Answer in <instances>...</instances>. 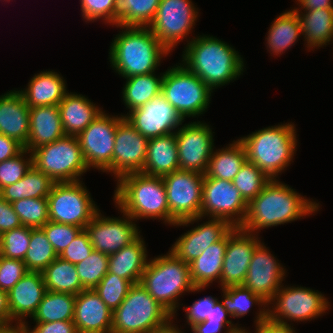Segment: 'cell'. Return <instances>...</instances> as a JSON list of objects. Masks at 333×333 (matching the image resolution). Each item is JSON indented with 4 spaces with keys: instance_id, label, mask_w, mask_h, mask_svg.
Returning <instances> with one entry per match:
<instances>
[{
    "instance_id": "cell-31",
    "label": "cell",
    "mask_w": 333,
    "mask_h": 333,
    "mask_svg": "<svg viewBox=\"0 0 333 333\" xmlns=\"http://www.w3.org/2000/svg\"><path fill=\"white\" fill-rule=\"evenodd\" d=\"M227 244L228 233L189 263L190 277L195 287H209L213 281L220 284Z\"/></svg>"
},
{
    "instance_id": "cell-56",
    "label": "cell",
    "mask_w": 333,
    "mask_h": 333,
    "mask_svg": "<svg viewBox=\"0 0 333 333\" xmlns=\"http://www.w3.org/2000/svg\"><path fill=\"white\" fill-rule=\"evenodd\" d=\"M24 150L17 140L0 133V162L11 159Z\"/></svg>"
},
{
    "instance_id": "cell-51",
    "label": "cell",
    "mask_w": 333,
    "mask_h": 333,
    "mask_svg": "<svg viewBox=\"0 0 333 333\" xmlns=\"http://www.w3.org/2000/svg\"><path fill=\"white\" fill-rule=\"evenodd\" d=\"M93 251L88 233L83 229L77 237L65 248L59 257L74 265L85 260Z\"/></svg>"
},
{
    "instance_id": "cell-3",
    "label": "cell",
    "mask_w": 333,
    "mask_h": 333,
    "mask_svg": "<svg viewBox=\"0 0 333 333\" xmlns=\"http://www.w3.org/2000/svg\"><path fill=\"white\" fill-rule=\"evenodd\" d=\"M116 27L122 31L112 40L108 56L112 70L123 79L156 72L170 54L148 26Z\"/></svg>"
},
{
    "instance_id": "cell-24",
    "label": "cell",
    "mask_w": 333,
    "mask_h": 333,
    "mask_svg": "<svg viewBox=\"0 0 333 333\" xmlns=\"http://www.w3.org/2000/svg\"><path fill=\"white\" fill-rule=\"evenodd\" d=\"M113 312L92 290L76 295L73 322L78 333H111Z\"/></svg>"
},
{
    "instance_id": "cell-49",
    "label": "cell",
    "mask_w": 333,
    "mask_h": 333,
    "mask_svg": "<svg viewBox=\"0 0 333 333\" xmlns=\"http://www.w3.org/2000/svg\"><path fill=\"white\" fill-rule=\"evenodd\" d=\"M81 14L85 22L101 20L114 26L115 0H80Z\"/></svg>"
},
{
    "instance_id": "cell-13",
    "label": "cell",
    "mask_w": 333,
    "mask_h": 333,
    "mask_svg": "<svg viewBox=\"0 0 333 333\" xmlns=\"http://www.w3.org/2000/svg\"><path fill=\"white\" fill-rule=\"evenodd\" d=\"M192 0H161L154 20L149 24L151 32L171 53L187 39L198 20L199 13Z\"/></svg>"
},
{
    "instance_id": "cell-2",
    "label": "cell",
    "mask_w": 333,
    "mask_h": 333,
    "mask_svg": "<svg viewBox=\"0 0 333 333\" xmlns=\"http://www.w3.org/2000/svg\"><path fill=\"white\" fill-rule=\"evenodd\" d=\"M182 64L214 91L243 75V57L232 45L210 35L191 38L184 46Z\"/></svg>"
},
{
    "instance_id": "cell-1",
    "label": "cell",
    "mask_w": 333,
    "mask_h": 333,
    "mask_svg": "<svg viewBox=\"0 0 333 333\" xmlns=\"http://www.w3.org/2000/svg\"><path fill=\"white\" fill-rule=\"evenodd\" d=\"M319 208V202L306 198L278 179H271L248 203L246 218L240 229L258 235L265 228L303 219L319 211Z\"/></svg>"
},
{
    "instance_id": "cell-47",
    "label": "cell",
    "mask_w": 333,
    "mask_h": 333,
    "mask_svg": "<svg viewBox=\"0 0 333 333\" xmlns=\"http://www.w3.org/2000/svg\"><path fill=\"white\" fill-rule=\"evenodd\" d=\"M32 166V152L27 149L11 159L0 162V190L19 181Z\"/></svg>"
},
{
    "instance_id": "cell-62",
    "label": "cell",
    "mask_w": 333,
    "mask_h": 333,
    "mask_svg": "<svg viewBox=\"0 0 333 333\" xmlns=\"http://www.w3.org/2000/svg\"><path fill=\"white\" fill-rule=\"evenodd\" d=\"M173 322L174 320H170L165 326L155 329L149 333H184L182 329L179 328L178 325L174 324Z\"/></svg>"
},
{
    "instance_id": "cell-16",
    "label": "cell",
    "mask_w": 333,
    "mask_h": 333,
    "mask_svg": "<svg viewBox=\"0 0 333 333\" xmlns=\"http://www.w3.org/2000/svg\"><path fill=\"white\" fill-rule=\"evenodd\" d=\"M211 126L204 121L182 124L175 132L179 169L205 174L213 154L214 139Z\"/></svg>"
},
{
    "instance_id": "cell-29",
    "label": "cell",
    "mask_w": 333,
    "mask_h": 333,
    "mask_svg": "<svg viewBox=\"0 0 333 333\" xmlns=\"http://www.w3.org/2000/svg\"><path fill=\"white\" fill-rule=\"evenodd\" d=\"M175 132L150 138L142 174L163 177L179 169Z\"/></svg>"
},
{
    "instance_id": "cell-43",
    "label": "cell",
    "mask_w": 333,
    "mask_h": 333,
    "mask_svg": "<svg viewBox=\"0 0 333 333\" xmlns=\"http://www.w3.org/2000/svg\"><path fill=\"white\" fill-rule=\"evenodd\" d=\"M75 266L83 288L92 290L108 273L109 255L93 250L89 257Z\"/></svg>"
},
{
    "instance_id": "cell-58",
    "label": "cell",
    "mask_w": 333,
    "mask_h": 333,
    "mask_svg": "<svg viewBox=\"0 0 333 333\" xmlns=\"http://www.w3.org/2000/svg\"><path fill=\"white\" fill-rule=\"evenodd\" d=\"M299 7L295 11H308L316 9H333V0H295ZM302 9V10H300Z\"/></svg>"
},
{
    "instance_id": "cell-11",
    "label": "cell",
    "mask_w": 333,
    "mask_h": 333,
    "mask_svg": "<svg viewBox=\"0 0 333 333\" xmlns=\"http://www.w3.org/2000/svg\"><path fill=\"white\" fill-rule=\"evenodd\" d=\"M162 179L166 188L169 213L177 221L173 226L184 227L201 222L204 174L178 169Z\"/></svg>"
},
{
    "instance_id": "cell-63",
    "label": "cell",
    "mask_w": 333,
    "mask_h": 333,
    "mask_svg": "<svg viewBox=\"0 0 333 333\" xmlns=\"http://www.w3.org/2000/svg\"><path fill=\"white\" fill-rule=\"evenodd\" d=\"M236 333H250L247 329H241L239 332Z\"/></svg>"
},
{
    "instance_id": "cell-60",
    "label": "cell",
    "mask_w": 333,
    "mask_h": 333,
    "mask_svg": "<svg viewBox=\"0 0 333 333\" xmlns=\"http://www.w3.org/2000/svg\"><path fill=\"white\" fill-rule=\"evenodd\" d=\"M11 325L8 292L0 290V326Z\"/></svg>"
},
{
    "instance_id": "cell-27",
    "label": "cell",
    "mask_w": 333,
    "mask_h": 333,
    "mask_svg": "<svg viewBox=\"0 0 333 333\" xmlns=\"http://www.w3.org/2000/svg\"><path fill=\"white\" fill-rule=\"evenodd\" d=\"M58 109L64 134L73 136L84 131L103 112L88 97L76 92H68Z\"/></svg>"
},
{
    "instance_id": "cell-61",
    "label": "cell",
    "mask_w": 333,
    "mask_h": 333,
    "mask_svg": "<svg viewBox=\"0 0 333 333\" xmlns=\"http://www.w3.org/2000/svg\"><path fill=\"white\" fill-rule=\"evenodd\" d=\"M0 333H30L26 324L0 326Z\"/></svg>"
},
{
    "instance_id": "cell-23",
    "label": "cell",
    "mask_w": 333,
    "mask_h": 333,
    "mask_svg": "<svg viewBox=\"0 0 333 333\" xmlns=\"http://www.w3.org/2000/svg\"><path fill=\"white\" fill-rule=\"evenodd\" d=\"M42 272L29 271L8 292L11 325L25 324L31 318L46 292Z\"/></svg>"
},
{
    "instance_id": "cell-55",
    "label": "cell",
    "mask_w": 333,
    "mask_h": 333,
    "mask_svg": "<svg viewBox=\"0 0 333 333\" xmlns=\"http://www.w3.org/2000/svg\"><path fill=\"white\" fill-rule=\"evenodd\" d=\"M240 324L234 323H214V322H199L191 327L192 333H220L225 330V333H236L245 327H240Z\"/></svg>"
},
{
    "instance_id": "cell-57",
    "label": "cell",
    "mask_w": 333,
    "mask_h": 333,
    "mask_svg": "<svg viewBox=\"0 0 333 333\" xmlns=\"http://www.w3.org/2000/svg\"><path fill=\"white\" fill-rule=\"evenodd\" d=\"M284 325L270 321L269 319L255 326V333H296L293 325Z\"/></svg>"
},
{
    "instance_id": "cell-8",
    "label": "cell",
    "mask_w": 333,
    "mask_h": 333,
    "mask_svg": "<svg viewBox=\"0 0 333 333\" xmlns=\"http://www.w3.org/2000/svg\"><path fill=\"white\" fill-rule=\"evenodd\" d=\"M177 64L164 72L161 94L184 120L198 119L209 108L213 91L181 62Z\"/></svg>"
},
{
    "instance_id": "cell-42",
    "label": "cell",
    "mask_w": 333,
    "mask_h": 333,
    "mask_svg": "<svg viewBox=\"0 0 333 333\" xmlns=\"http://www.w3.org/2000/svg\"><path fill=\"white\" fill-rule=\"evenodd\" d=\"M271 179L254 163L246 161L232 180L243 199L249 203L260 194Z\"/></svg>"
},
{
    "instance_id": "cell-45",
    "label": "cell",
    "mask_w": 333,
    "mask_h": 333,
    "mask_svg": "<svg viewBox=\"0 0 333 333\" xmlns=\"http://www.w3.org/2000/svg\"><path fill=\"white\" fill-rule=\"evenodd\" d=\"M132 286L130 281L108 272L93 290L113 312L123 302Z\"/></svg>"
},
{
    "instance_id": "cell-44",
    "label": "cell",
    "mask_w": 333,
    "mask_h": 333,
    "mask_svg": "<svg viewBox=\"0 0 333 333\" xmlns=\"http://www.w3.org/2000/svg\"><path fill=\"white\" fill-rule=\"evenodd\" d=\"M11 204L24 226L41 228L49 221L47 198H27Z\"/></svg>"
},
{
    "instance_id": "cell-17",
    "label": "cell",
    "mask_w": 333,
    "mask_h": 333,
    "mask_svg": "<svg viewBox=\"0 0 333 333\" xmlns=\"http://www.w3.org/2000/svg\"><path fill=\"white\" fill-rule=\"evenodd\" d=\"M121 212V217H105L100 212L85 226L93 250L106 255L118 252L140 236L139 226L128 214Z\"/></svg>"
},
{
    "instance_id": "cell-38",
    "label": "cell",
    "mask_w": 333,
    "mask_h": 333,
    "mask_svg": "<svg viewBox=\"0 0 333 333\" xmlns=\"http://www.w3.org/2000/svg\"><path fill=\"white\" fill-rule=\"evenodd\" d=\"M47 291L77 295L85 290L79 280L76 266L59 256L43 271Z\"/></svg>"
},
{
    "instance_id": "cell-33",
    "label": "cell",
    "mask_w": 333,
    "mask_h": 333,
    "mask_svg": "<svg viewBox=\"0 0 333 333\" xmlns=\"http://www.w3.org/2000/svg\"><path fill=\"white\" fill-rule=\"evenodd\" d=\"M268 30L267 49L269 53L280 56L294 46L302 36L301 21L294 9L284 11L272 21Z\"/></svg>"
},
{
    "instance_id": "cell-50",
    "label": "cell",
    "mask_w": 333,
    "mask_h": 333,
    "mask_svg": "<svg viewBox=\"0 0 333 333\" xmlns=\"http://www.w3.org/2000/svg\"><path fill=\"white\" fill-rule=\"evenodd\" d=\"M27 272L23 260L0 256V290L9 292Z\"/></svg>"
},
{
    "instance_id": "cell-15",
    "label": "cell",
    "mask_w": 333,
    "mask_h": 333,
    "mask_svg": "<svg viewBox=\"0 0 333 333\" xmlns=\"http://www.w3.org/2000/svg\"><path fill=\"white\" fill-rule=\"evenodd\" d=\"M104 110L84 131L76 137L88 168L112 174V155L115 134L124 115H110Z\"/></svg>"
},
{
    "instance_id": "cell-46",
    "label": "cell",
    "mask_w": 333,
    "mask_h": 333,
    "mask_svg": "<svg viewBox=\"0 0 333 333\" xmlns=\"http://www.w3.org/2000/svg\"><path fill=\"white\" fill-rule=\"evenodd\" d=\"M31 227L20 226L0 235V256L24 260L29 248Z\"/></svg>"
},
{
    "instance_id": "cell-54",
    "label": "cell",
    "mask_w": 333,
    "mask_h": 333,
    "mask_svg": "<svg viewBox=\"0 0 333 333\" xmlns=\"http://www.w3.org/2000/svg\"><path fill=\"white\" fill-rule=\"evenodd\" d=\"M30 333H78L73 321H55L36 323L33 328H29L28 322L25 323Z\"/></svg>"
},
{
    "instance_id": "cell-28",
    "label": "cell",
    "mask_w": 333,
    "mask_h": 333,
    "mask_svg": "<svg viewBox=\"0 0 333 333\" xmlns=\"http://www.w3.org/2000/svg\"><path fill=\"white\" fill-rule=\"evenodd\" d=\"M29 113L30 131L24 149L32 152L34 149L50 144L65 135L58 106L31 107Z\"/></svg>"
},
{
    "instance_id": "cell-22",
    "label": "cell",
    "mask_w": 333,
    "mask_h": 333,
    "mask_svg": "<svg viewBox=\"0 0 333 333\" xmlns=\"http://www.w3.org/2000/svg\"><path fill=\"white\" fill-rule=\"evenodd\" d=\"M182 234L169 249L178 259L190 263L210 245L220 241L233 227L223 219L207 218ZM200 224V225H199Z\"/></svg>"
},
{
    "instance_id": "cell-10",
    "label": "cell",
    "mask_w": 333,
    "mask_h": 333,
    "mask_svg": "<svg viewBox=\"0 0 333 333\" xmlns=\"http://www.w3.org/2000/svg\"><path fill=\"white\" fill-rule=\"evenodd\" d=\"M330 306L328 298L318 290L282 285L268 302V319L284 325H289L288 321H311L323 316Z\"/></svg>"
},
{
    "instance_id": "cell-37",
    "label": "cell",
    "mask_w": 333,
    "mask_h": 333,
    "mask_svg": "<svg viewBox=\"0 0 333 333\" xmlns=\"http://www.w3.org/2000/svg\"><path fill=\"white\" fill-rule=\"evenodd\" d=\"M164 73L156 75L155 72L132 76L126 79L122 89L123 103L129 111L138 108L161 93V84Z\"/></svg>"
},
{
    "instance_id": "cell-6",
    "label": "cell",
    "mask_w": 333,
    "mask_h": 333,
    "mask_svg": "<svg viewBox=\"0 0 333 333\" xmlns=\"http://www.w3.org/2000/svg\"><path fill=\"white\" fill-rule=\"evenodd\" d=\"M139 284L173 316V319L177 316L179 306L183 307V304H179L182 295L186 292L203 291L206 288L194 286L189 264L178 259L171 251L148 260Z\"/></svg>"
},
{
    "instance_id": "cell-32",
    "label": "cell",
    "mask_w": 333,
    "mask_h": 333,
    "mask_svg": "<svg viewBox=\"0 0 333 333\" xmlns=\"http://www.w3.org/2000/svg\"><path fill=\"white\" fill-rule=\"evenodd\" d=\"M296 13L301 21L305 46L309 51L333 43V9L296 11Z\"/></svg>"
},
{
    "instance_id": "cell-36",
    "label": "cell",
    "mask_w": 333,
    "mask_h": 333,
    "mask_svg": "<svg viewBox=\"0 0 333 333\" xmlns=\"http://www.w3.org/2000/svg\"><path fill=\"white\" fill-rule=\"evenodd\" d=\"M55 182L32 166L23 178L0 190V196L7 202L27 198H47Z\"/></svg>"
},
{
    "instance_id": "cell-26",
    "label": "cell",
    "mask_w": 333,
    "mask_h": 333,
    "mask_svg": "<svg viewBox=\"0 0 333 333\" xmlns=\"http://www.w3.org/2000/svg\"><path fill=\"white\" fill-rule=\"evenodd\" d=\"M19 91L29 108L49 105L58 106L68 93L64 77L53 70H44L34 74L26 88Z\"/></svg>"
},
{
    "instance_id": "cell-39",
    "label": "cell",
    "mask_w": 333,
    "mask_h": 333,
    "mask_svg": "<svg viewBox=\"0 0 333 333\" xmlns=\"http://www.w3.org/2000/svg\"><path fill=\"white\" fill-rule=\"evenodd\" d=\"M75 301L76 295L46 291L30 319L34 323L73 321Z\"/></svg>"
},
{
    "instance_id": "cell-14",
    "label": "cell",
    "mask_w": 333,
    "mask_h": 333,
    "mask_svg": "<svg viewBox=\"0 0 333 333\" xmlns=\"http://www.w3.org/2000/svg\"><path fill=\"white\" fill-rule=\"evenodd\" d=\"M248 203L232 181L211 178L204 174L200 217L227 221L240 228L246 218Z\"/></svg>"
},
{
    "instance_id": "cell-5",
    "label": "cell",
    "mask_w": 333,
    "mask_h": 333,
    "mask_svg": "<svg viewBox=\"0 0 333 333\" xmlns=\"http://www.w3.org/2000/svg\"><path fill=\"white\" fill-rule=\"evenodd\" d=\"M297 131L294 123H281L259 129L240 137L247 161L254 163L270 179L279 175L293 162L297 149Z\"/></svg>"
},
{
    "instance_id": "cell-40",
    "label": "cell",
    "mask_w": 333,
    "mask_h": 333,
    "mask_svg": "<svg viewBox=\"0 0 333 333\" xmlns=\"http://www.w3.org/2000/svg\"><path fill=\"white\" fill-rule=\"evenodd\" d=\"M161 0H115L114 25L149 26Z\"/></svg>"
},
{
    "instance_id": "cell-25",
    "label": "cell",
    "mask_w": 333,
    "mask_h": 333,
    "mask_svg": "<svg viewBox=\"0 0 333 333\" xmlns=\"http://www.w3.org/2000/svg\"><path fill=\"white\" fill-rule=\"evenodd\" d=\"M29 110L19 90L0 95V133L17 140L24 147L30 131Z\"/></svg>"
},
{
    "instance_id": "cell-7",
    "label": "cell",
    "mask_w": 333,
    "mask_h": 333,
    "mask_svg": "<svg viewBox=\"0 0 333 333\" xmlns=\"http://www.w3.org/2000/svg\"><path fill=\"white\" fill-rule=\"evenodd\" d=\"M172 319L173 316L137 283L113 311L111 333H149Z\"/></svg>"
},
{
    "instance_id": "cell-21",
    "label": "cell",
    "mask_w": 333,
    "mask_h": 333,
    "mask_svg": "<svg viewBox=\"0 0 333 333\" xmlns=\"http://www.w3.org/2000/svg\"><path fill=\"white\" fill-rule=\"evenodd\" d=\"M286 272L264 242H260L255 247L243 286L269 302L283 285Z\"/></svg>"
},
{
    "instance_id": "cell-19",
    "label": "cell",
    "mask_w": 333,
    "mask_h": 333,
    "mask_svg": "<svg viewBox=\"0 0 333 333\" xmlns=\"http://www.w3.org/2000/svg\"><path fill=\"white\" fill-rule=\"evenodd\" d=\"M148 138L141 135L125 118L115 134L112 155V175L115 181L131 173H141L147 155Z\"/></svg>"
},
{
    "instance_id": "cell-9",
    "label": "cell",
    "mask_w": 333,
    "mask_h": 333,
    "mask_svg": "<svg viewBox=\"0 0 333 333\" xmlns=\"http://www.w3.org/2000/svg\"><path fill=\"white\" fill-rule=\"evenodd\" d=\"M33 166L55 183L77 182L90 169L76 136L64 135L32 151Z\"/></svg>"
},
{
    "instance_id": "cell-59",
    "label": "cell",
    "mask_w": 333,
    "mask_h": 333,
    "mask_svg": "<svg viewBox=\"0 0 333 333\" xmlns=\"http://www.w3.org/2000/svg\"><path fill=\"white\" fill-rule=\"evenodd\" d=\"M227 317L231 316L223 307L222 302L217 300L210 315H208L207 319L202 322L232 323V320L227 319Z\"/></svg>"
},
{
    "instance_id": "cell-53",
    "label": "cell",
    "mask_w": 333,
    "mask_h": 333,
    "mask_svg": "<svg viewBox=\"0 0 333 333\" xmlns=\"http://www.w3.org/2000/svg\"><path fill=\"white\" fill-rule=\"evenodd\" d=\"M20 226L22 223L12 204L0 196V235Z\"/></svg>"
},
{
    "instance_id": "cell-48",
    "label": "cell",
    "mask_w": 333,
    "mask_h": 333,
    "mask_svg": "<svg viewBox=\"0 0 333 333\" xmlns=\"http://www.w3.org/2000/svg\"><path fill=\"white\" fill-rule=\"evenodd\" d=\"M41 229L44 231L47 239L53 246L58 256L83 230L81 227L56 223L50 220L45 225H43Z\"/></svg>"
},
{
    "instance_id": "cell-4",
    "label": "cell",
    "mask_w": 333,
    "mask_h": 333,
    "mask_svg": "<svg viewBox=\"0 0 333 333\" xmlns=\"http://www.w3.org/2000/svg\"><path fill=\"white\" fill-rule=\"evenodd\" d=\"M116 184L113 195L115 207L136 222L150 218L163 220L165 225L171 226L177 222L169 213L162 177L131 173L122 176Z\"/></svg>"
},
{
    "instance_id": "cell-18",
    "label": "cell",
    "mask_w": 333,
    "mask_h": 333,
    "mask_svg": "<svg viewBox=\"0 0 333 333\" xmlns=\"http://www.w3.org/2000/svg\"><path fill=\"white\" fill-rule=\"evenodd\" d=\"M124 118L148 139L174 133L185 121L161 93Z\"/></svg>"
},
{
    "instance_id": "cell-34",
    "label": "cell",
    "mask_w": 333,
    "mask_h": 333,
    "mask_svg": "<svg viewBox=\"0 0 333 333\" xmlns=\"http://www.w3.org/2000/svg\"><path fill=\"white\" fill-rule=\"evenodd\" d=\"M223 307L231 318H242L251 310L253 305H258L259 310L255 316V326L268 319V302L260 295L253 293L243 285L222 288Z\"/></svg>"
},
{
    "instance_id": "cell-30",
    "label": "cell",
    "mask_w": 333,
    "mask_h": 333,
    "mask_svg": "<svg viewBox=\"0 0 333 333\" xmlns=\"http://www.w3.org/2000/svg\"><path fill=\"white\" fill-rule=\"evenodd\" d=\"M143 236L131 244L109 255L108 272L130 281L133 285L140 282L148 263V252Z\"/></svg>"
},
{
    "instance_id": "cell-12",
    "label": "cell",
    "mask_w": 333,
    "mask_h": 333,
    "mask_svg": "<svg viewBox=\"0 0 333 333\" xmlns=\"http://www.w3.org/2000/svg\"><path fill=\"white\" fill-rule=\"evenodd\" d=\"M83 181L55 183L48 195L49 220L85 228L100 210Z\"/></svg>"
},
{
    "instance_id": "cell-41",
    "label": "cell",
    "mask_w": 333,
    "mask_h": 333,
    "mask_svg": "<svg viewBox=\"0 0 333 333\" xmlns=\"http://www.w3.org/2000/svg\"><path fill=\"white\" fill-rule=\"evenodd\" d=\"M58 257L41 228L31 227L29 248L23 262L28 271L42 272Z\"/></svg>"
},
{
    "instance_id": "cell-35",
    "label": "cell",
    "mask_w": 333,
    "mask_h": 333,
    "mask_svg": "<svg viewBox=\"0 0 333 333\" xmlns=\"http://www.w3.org/2000/svg\"><path fill=\"white\" fill-rule=\"evenodd\" d=\"M247 161L242 142L233 140L225 148L213 150L205 175L211 178L232 181Z\"/></svg>"
},
{
    "instance_id": "cell-20",
    "label": "cell",
    "mask_w": 333,
    "mask_h": 333,
    "mask_svg": "<svg viewBox=\"0 0 333 333\" xmlns=\"http://www.w3.org/2000/svg\"><path fill=\"white\" fill-rule=\"evenodd\" d=\"M259 235L233 227L228 232V244L222 265V288L243 285L255 247L261 242Z\"/></svg>"
},
{
    "instance_id": "cell-52",
    "label": "cell",
    "mask_w": 333,
    "mask_h": 333,
    "mask_svg": "<svg viewBox=\"0 0 333 333\" xmlns=\"http://www.w3.org/2000/svg\"><path fill=\"white\" fill-rule=\"evenodd\" d=\"M218 299L213 296L200 298L188 307H183L185 311L186 322L190 328L199 322L205 321L213 310V307Z\"/></svg>"
}]
</instances>
